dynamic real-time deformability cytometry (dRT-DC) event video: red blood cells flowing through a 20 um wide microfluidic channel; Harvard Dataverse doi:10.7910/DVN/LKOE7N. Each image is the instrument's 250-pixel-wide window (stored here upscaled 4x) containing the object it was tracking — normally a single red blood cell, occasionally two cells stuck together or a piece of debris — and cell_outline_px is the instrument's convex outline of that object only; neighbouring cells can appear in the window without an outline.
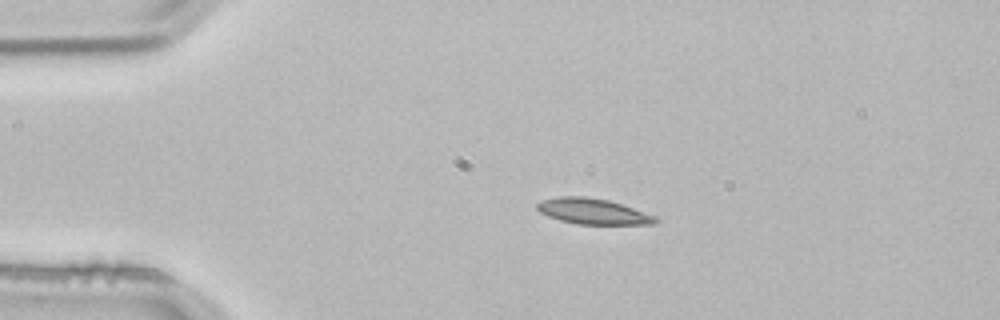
{"species": "common noctule bat (a hibernating species)", "species_latin": "Nyctalus noctula", "temperature_condition": "room temperature", "stored_images_in_passage": 3, "camera_frame_rate_fps": 3000, "um_per_image_px": 0.085, "animal": {"sex": "male", "body_mass_g": 21.5, "forearm_length_mm": 52.0}, "frame": {"image": 1, "passage_image": 2, "time_ms": 0.333, "image_size_px": [1000, 320], "cell_outline_px": [[660, 220], [656, 224], [576, 224], [560, 220], [548, 216], [540, 212], [536, 208], [536, 204], [540, 200], [560, 196], [584, 196], [608, 200], [656, 216]], "centroid_in_image_um": [50.38, 17.97], "position_along_channel_um": 34.6, "area_um2": 17.69}}